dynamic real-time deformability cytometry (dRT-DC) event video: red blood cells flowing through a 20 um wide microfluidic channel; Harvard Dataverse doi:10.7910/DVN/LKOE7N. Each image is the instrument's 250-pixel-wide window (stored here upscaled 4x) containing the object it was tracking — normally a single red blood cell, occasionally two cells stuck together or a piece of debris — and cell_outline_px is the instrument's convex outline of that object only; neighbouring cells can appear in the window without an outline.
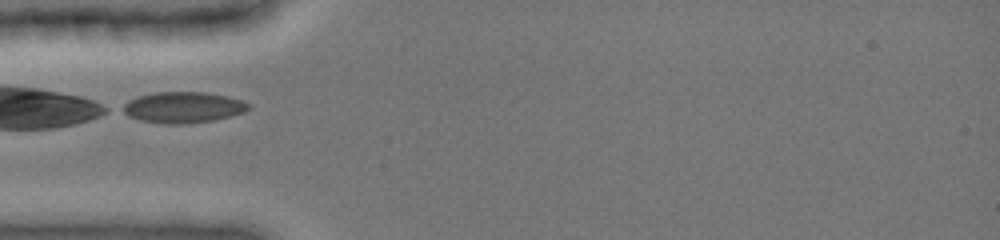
{"species": "common noctule bat (a hibernating species)", "species_latin": "Nyctalus noctula", "temperature_condition": "cold", "stored_images_in_passage": 4, "camera_frame_rate_fps": 3000, "um_per_image_px": 0.085, "animal": {"sex": "female", "body_mass_g": 19.0, "forearm_length_mm": 51.5}, "frame": {"image": 1, "passage_image": 1, "time_ms": 0.0, "image_size_px": [1000, 240], "cell_outline_px": [[252, 108], [244, 112], [216, 120], [188, 124], [164, 124], [140, 120], [128, 116], [120, 112], [116, 108], [128, 100], [136, 96], [152, 92], [204, 92], [228, 96], [252, 104]], "centroid_in_image_um": [15.5, 9.13], "position_along_channel_um": 69.5, "area_um2": 23.41}}
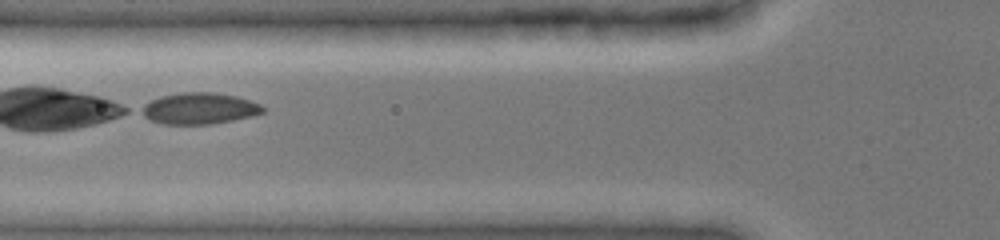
{"frame": {"image": 2, "passage_image": 3, "time_ms": 1.0, "image_size_px": [1000, 240], "cell_outline_px": [[264, 112], [252, 116], [212, 124], [164, 124], [148, 120], [136, 112], [136, 108], [160, 96], [180, 92], [216, 92], [236, 96], [260, 104], [264, 108]], "centroid_in_image_um": [16.84, 9.22], "position_along_channel_um": 109.0, "area_um2": 22.54}}